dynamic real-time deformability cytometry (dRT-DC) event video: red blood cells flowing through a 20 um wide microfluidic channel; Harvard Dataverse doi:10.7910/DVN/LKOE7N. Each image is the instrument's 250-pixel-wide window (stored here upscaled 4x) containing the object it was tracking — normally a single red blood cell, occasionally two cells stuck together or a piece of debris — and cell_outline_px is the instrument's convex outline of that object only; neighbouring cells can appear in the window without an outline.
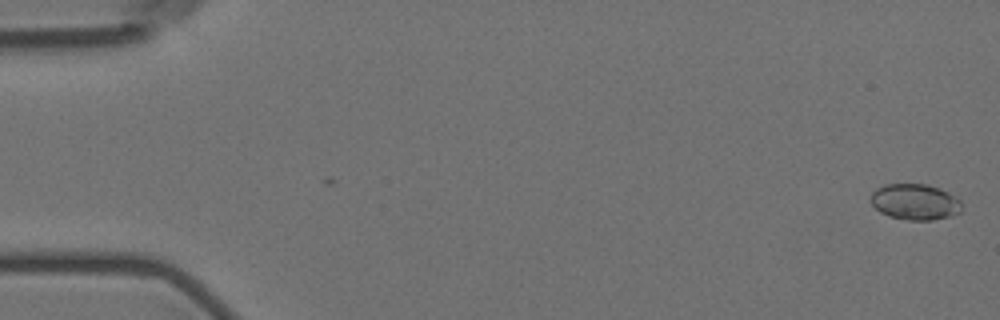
{"species": "Egyptian fruit bat (a non-hibernating species)", "species_latin": "Rousettus aegyptiacus", "temperature_condition": "room temperature", "stored_images_in_passage": 2, "camera_frame_rate_fps": 3000, "um_per_image_px": 0.085, "animal": {"sex": "female"}, "frame": {"image": 1, "passage_image": 2, "time_ms": 1.333, "image_size_px": [1000, 320], "cell_outline_px": [[960, 212], [948, 216], [932, 220], [908, 220], [888, 216], [880, 212], [868, 200], [872, 192], [876, 188], [884, 184], [928, 184], [940, 188], [956, 196], [960, 200]], "centroid_in_image_um": [77.73, 17.14], "position_along_channel_um": 7.3, "area_um2": 19.19}}